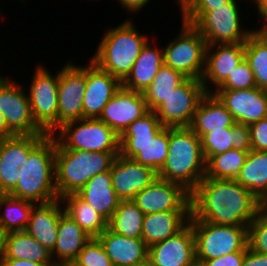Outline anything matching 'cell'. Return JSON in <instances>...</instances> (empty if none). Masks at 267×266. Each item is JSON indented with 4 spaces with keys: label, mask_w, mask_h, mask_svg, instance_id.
<instances>
[{
    "label": "cell",
    "mask_w": 267,
    "mask_h": 266,
    "mask_svg": "<svg viewBox=\"0 0 267 266\" xmlns=\"http://www.w3.org/2000/svg\"><path fill=\"white\" fill-rule=\"evenodd\" d=\"M151 46L148 41L143 46L130 73L122 81L124 88L143 93L154 80L160 67L164 64V51L162 48Z\"/></svg>",
    "instance_id": "f1b7e54d"
},
{
    "label": "cell",
    "mask_w": 267,
    "mask_h": 266,
    "mask_svg": "<svg viewBox=\"0 0 267 266\" xmlns=\"http://www.w3.org/2000/svg\"><path fill=\"white\" fill-rule=\"evenodd\" d=\"M185 79L180 72L163 64L152 83L142 93L148 109L154 111Z\"/></svg>",
    "instance_id": "e575fe53"
},
{
    "label": "cell",
    "mask_w": 267,
    "mask_h": 266,
    "mask_svg": "<svg viewBox=\"0 0 267 266\" xmlns=\"http://www.w3.org/2000/svg\"><path fill=\"white\" fill-rule=\"evenodd\" d=\"M144 213L132 201H120L108 222V228L129 238H142Z\"/></svg>",
    "instance_id": "836d02e7"
},
{
    "label": "cell",
    "mask_w": 267,
    "mask_h": 266,
    "mask_svg": "<svg viewBox=\"0 0 267 266\" xmlns=\"http://www.w3.org/2000/svg\"><path fill=\"white\" fill-rule=\"evenodd\" d=\"M200 139L206 162L212 156L232 149V144L235 141L234 133H231V127L205 133Z\"/></svg>",
    "instance_id": "74e56055"
},
{
    "label": "cell",
    "mask_w": 267,
    "mask_h": 266,
    "mask_svg": "<svg viewBox=\"0 0 267 266\" xmlns=\"http://www.w3.org/2000/svg\"><path fill=\"white\" fill-rule=\"evenodd\" d=\"M181 32L164 47V64L186 78L201 80L207 43L190 24L182 20Z\"/></svg>",
    "instance_id": "9c48e42d"
},
{
    "label": "cell",
    "mask_w": 267,
    "mask_h": 266,
    "mask_svg": "<svg viewBox=\"0 0 267 266\" xmlns=\"http://www.w3.org/2000/svg\"><path fill=\"white\" fill-rule=\"evenodd\" d=\"M46 135H14L0 139V194H9L18 183V169L29 152Z\"/></svg>",
    "instance_id": "2e32d148"
},
{
    "label": "cell",
    "mask_w": 267,
    "mask_h": 266,
    "mask_svg": "<svg viewBox=\"0 0 267 266\" xmlns=\"http://www.w3.org/2000/svg\"><path fill=\"white\" fill-rule=\"evenodd\" d=\"M6 259V233L0 230V266Z\"/></svg>",
    "instance_id": "816d5d0a"
},
{
    "label": "cell",
    "mask_w": 267,
    "mask_h": 266,
    "mask_svg": "<svg viewBox=\"0 0 267 266\" xmlns=\"http://www.w3.org/2000/svg\"><path fill=\"white\" fill-rule=\"evenodd\" d=\"M245 59L258 88L267 91V38L255 30L245 42Z\"/></svg>",
    "instance_id": "d590c367"
},
{
    "label": "cell",
    "mask_w": 267,
    "mask_h": 266,
    "mask_svg": "<svg viewBox=\"0 0 267 266\" xmlns=\"http://www.w3.org/2000/svg\"><path fill=\"white\" fill-rule=\"evenodd\" d=\"M264 209L267 211V202L264 204Z\"/></svg>",
    "instance_id": "11a10c76"
},
{
    "label": "cell",
    "mask_w": 267,
    "mask_h": 266,
    "mask_svg": "<svg viewBox=\"0 0 267 266\" xmlns=\"http://www.w3.org/2000/svg\"><path fill=\"white\" fill-rule=\"evenodd\" d=\"M60 199L64 212L92 238H97L108 227V222L76 193Z\"/></svg>",
    "instance_id": "1f68e13d"
},
{
    "label": "cell",
    "mask_w": 267,
    "mask_h": 266,
    "mask_svg": "<svg viewBox=\"0 0 267 266\" xmlns=\"http://www.w3.org/2000/svg\"><path fill=\"white\" fill-rule=\"evenodd\" d=\"M242 266H267V254L254 252L248 247Z\"/></svg>",
    "instance_id": "bcb514c9"
},
{
    "label": "cell",
    "mask_w": 267,
    "mask_h": 266,
    "mask_svg": "<svg viewBox=\"0 0 267 266\" xmlns=\"http://www.w3.org/2000/svg\"><path fill=\"white\" fill-rule=\"evenodd\" d=\"M251 2H254V4H256L258 10L257 12L260 15L261 19H263V24L267 22V0H251Z\"/></svg>",
    "instance_id": "681fc988"
},
{
    "label": "cell",
    "mask_w": 267,
    "mask_h": 266,
    "mask_svg": "<svg viewBox=\"0 0 267 266\" xmlns=\"http://www.w3.org/2000/svg\"><path fill=\"white\" fill-rule=\"evenodd\" d=\"M248 247L267 254V211L263 208L248 225Z\"/></svg>",
    "instance_id": "60d3db41"
},
{
    "label": "cell",
    "mask_w": 267,
    "mask_h": 266,
    "mask_svg": "<svg viewBox=\"0 0 267 266\" xmlns=\"http://www.w3.org/2000/svg\"><path fill=\"white\" fill-rule=\"evenodd\" d=\"M14 136V134L8 129L6 120L2 112L0 111V139Z\"/></svg>",
    "instance_id": "f907efd6"
},
{
    "label": "cell",
    "mask_w": 267,
    "mask_h": 266,
    "mask_svg": "<svg viewBox=\"0 0 267 266\" xmlns=\"http://www.w3.org/2000/svg\"><path fill=\"white\" fill-rule=\"evenodd\" d=\"M258 30L261 34H263L266 38H267V22L258 29Z\"/></svg>",
    "instance_id": "f5cc1de1"
},
{
    "label": "cell",
    "mask_w": 267,
    "mask_h": 266,
    "mask_svg": "<svg viewBox=\"0 0 267 266\" xmlns=\"http://www.w3.org/2000/svg\"><path fill=\"white\" fill-rule=\"evenodd\" d=\"M6 258L55 265L51 252L25 231L6 233Z\"/></svg>",
    "instance_id": "4dcf8cb0"
},
{
    "label": "cell",
    "mask_w": 267,
    "mask_h": 266,
    "mask_svg": "<svg viewBox=\"0 0 267 266\" xmlns=\"http://www.w3.org/2000/svg\"><path fill=\"white\" fill-rule=\"evenodd\" d=\"M231 133H234L235 141L232 144V149H239L245 152L252 150L250 129L248 125L235 122L231 126Z\"/></svg>",
    "instance_id": "ee69618b"
},
{
    "label": "cell",
    "mask_w": 267,
    "mask_h": 266,
    "mask_svg": "<svg viewBox=\"0 0 267 266\" xmlns=\"http://www.w3.org/2000/svg\"><path fill=\"white\" fill-rule=\"evenodd\" d=\"M0 111L14 135H47L33 119L28 93L6 76H0Z\"/></svg>",
    "instance_id": "4fadbf2b"
},
{
    "label": "cell",
    "mask_w": 267,
    "mask_h": 266,
    "mask_svg": "<svg viewBox=\"0 0 267 266\" xmlns=\"http://www.w3.org/2000/svg\"><path fill=\"white\" fill-rule=\"evenodd\" d=\"M168 155L158 177L182 185L190 193L204 179L206 160L201 139L189 127H169Z\"/></svg>",
    "instance_id": "3957f363"
},
{
    "label": "cell",
    "mask_w": 267,
    "mask_h": 266,
    "mask_svg": "<svg viewBox=\"0 0 267 266\" xmlns=\"http://www.w3.org/2000/svg\"><path fill=\"white\" fill-rule=\"evenodd\" d=\"M249 152L229 149L206 162V178L235 180Z\"/></svg>",
    "instance_id": "8d00e7d4"
},
{
    "label": "cell",
    "mask_w": 267,
    "mask_h": 266,
    "mask_svg": "<svg viewBox=\"0 0 267 266\" xmlns=\"http://www.w3.org/2000/svg\"><path fill=\"white\" fill-rule=\"evenodd\" d=\"M55 140L64 149L120 153L119 135L99 118H84L63 124Z\"/></svg>",
    "instance_id": "52a82bcc"
},
{
    "label": "cell",
    "mask_w": 267,
    "mask_h": 266,
    "mask_svg": "<svg viewBox=\"0 0 267 266\" xmlns=\"http://www.w3.org/2000/svg\"><path fill=\"white\" fill-rule=\"evenodd\" d=\"M121 4L122 8L128 10L129 13H136L140 11L150 0H117Z\"/></svg>",
    "instance_id": "7dc6e473"
},
{
    "label": "cell",
    "mask_w": 267,
    "mask_h": 266,
    "mask_svg": "<svg viewBox=\"0 0 267 266\" xmlns=\"http://www.w3.org/2000/svg\"><path fill=\"white\" fill-rule=\"evenodd\" d=\"M251 148L267 152V117L249 125Z\"/></svg>",
    "instance_id": "7bdbcfd3"
},
{
    "label": "cell",
    "mask_w": 267,
    "mask_h": 266,
    "mask_svg": "<svg viewBox=\"0 0 267 266\" xmlns=\"http://www.w3.org/2000/svg\"><path fill=\"white\" fill-rule=\"evenodd\" d=\"M34 71L28 91L32 116L46 134L53 135L58 129L59 71L54 76L42 65Z\"/></svg>",
    "instance_id": "8fae6325"
},
{
    "label": "cell",
    "mask_w": 267,
    "mask_h": 266,
    "mask_svg": "<svg viewBox=\"0 0 267 266\" xmlns=\"http://www.w3.org/2000/svg\"><path fill=\"white\" fill-rule=\"evenodd\" d=\"M137 266H154V265L147 259L145 262L140 263Z\"/></svg>",
    "instance_id": "db71d44e"
},
{
    "label": "cell",
    "mask_w": 267,
    "mask_h": 266,
    "mask_svg": "<svg viewBox=\"0 0 267 266\" xmlns=\"http://www.w3.org/2000/svg\"><path fill=\"white\" fill-rule=\"evenodd\" d=\"M191 211H165L145 214L142 239L149 247L164 241L181 231L188 223Z\"/></svg>",
    "instance_id": "83f0119b"
},
{
    "label": "cell",
    "mask_w": 267,
    "mask_h": 266,
    "mask_svg": "<svg viewBox=\"0 0 267 266\" xmlns=\"http://www.w3.org/2000/svg\"><path fill=\"white\" fill-rule=\"evenodd\" d=\"M36 204L28 200L17 199L8 194H0V230L3 233L24 231Z\"/></svg>",
    "instance_id": "d6a6232c"
},
{
    "label": "cell",
    "mask_w": 267,
    "mask_h": 266,
    "mask_svg": "<svg viewBox=\"0 0 267 266\" xmlns=\"http://www.w3.org/2000/svg\"><path fill=\"white\" fill-rule=\"evenodd\" d=\"M91 238L72 218L63 212L59 218L57 242L51 252L55 265L70 266Z\"/></svg>",
    "instance_id": "d4e9b609"
},
{
    "label": "cell",
    "mask_w": 267,
    "mask_h": 266,
    "mask_svg": "<svg viewBox=\"0 0 267 266\" xmlns=\"http://www.w3.org/2000/svg\"><path fill=\"white\" fill-rule=\"evenodd\" d=\"M255 87H257V85L254 74L248 61L244 59L217 89L245 90Z\"/></svg>",
    "instance_id": "b9f144b4"
},
{
    "label": "cell",
    "mask_w": 267,
    "mask_h": 266,
    "mask_svg": "<svg viewBox=\"0 0 267 266\" xmlns=\"http://www.w3.org/2000/svg\"><path fill=\"white\" fill-rule=\"evenodd\" d=\"M195 236L196 260L215 259L248 249V226L216 225L189 220Z\"/></svg>",
    "instance_id": "ba28073f"
},
{
    "label": "cell",
    "mask_w": 267,
    "mask_h": 266,
    "mask_svg": "<svg viewBox=\"0 0 267 266\" xmlns=\"http://www.w3.org/2000/svg\"><path fill=\"white\" fill-rule=\"evenodd\" d=\"M89 61L86 65L83 119L99 118L106 104L122 86L118 78L101 70L91 60Z\"/></svg>",
    "instance_id": "7402d4cb"
},
{
    "label": "cell",
    "mask_w": 267,
    "mask_h": 266,
    "mask_svg": "<svg viewBox=\"0 0 267 266\" xmlns=\"http://www.w3.org/2000/svg\"><path fill=\"white\" fill-rule=\"evenodd\" d=\"M70 266H114L97 238L91 240L80 251Z\"/></svg>",
    "instance_id": "f35d334b"
},
{
    "label": "cell",
    "mask_w": 267,
    "mask_h": 266,
    "mask_svg": "<svg viewBox=\"0 0 267 266\" xmlns=\"http://www.w3.org/2000/svg\"><path fill=\"white\" fill-rule=\"evenodd\" d=\"M205 94L201 80L186 78L154 112L164 127H189L194 112Z\"/></svg>",
    "instance_id": "7c38bea8"
},
{
    "label": "cell",
    "mask_w": 267,
    "mask_h": 266,
    "mask_svg": "<svg viewBox=\"0 0 267 266\" xmlns=\"http://www.w3.org/2000/svg\"><path fill=\"white\" fill-rule=\"evenodd\" d=\"M190 194L189 220L248 226L264 208V204L236 180L204 177Z\"/></svg>",
    "instance_id": "6da1fadb"
},
{
    "label": "cell",
    "mask_w": 267,
    "mask_h": 266,
    "mask_svg": "<svg viewBox=\"0 0 267 266\" xmlns=\"http://www.w3.org/2000/svg\"><path fill=\"white\" fill-rule=\"evenodd\" d=\"M244 59L245 43L207 45L201 78L206 93L213 92L210 84L217 89Z\"/></svg>",
    "instance_id": "e0dca14e"
},
{
    "label": "cell",
    "mask_w": 267,
    "mask_h": 266,
    "mask_svg": "<svg viewBox=\"0 0 267 266\" xmlns=\"http://www.w3.org/2000/svg\"><path fill=\"white\" fill-rule=\"evenodd\" d=\"M245 252L246 250H241L215 259L196 260V262L197 266H242Z\"/></svg>",
    "instance_id": "f6af8a7d"
},
{
    "label": "cell",
    "mask_w": 267,
    "mask_h": 266,
    "mask_svg": "<svg viewBox=\"0 0 267 266\" xmlns=\"http://www.w3.org/2000/svg\"><path fill=\"white\" fill-rule=\"evenodd\" d=\"M145 214L165 211H191V194L182 185L161 178L139 192L132 200Z\"/></svg>",
    "instance_id": "9a60e30c"
},
{
    "label": "cell",
    "mask_w": 267,
    "mask_h": 266,
    "mask_svg": "<svg viewBox=\"0 0 267 266\" xmlns=\"http://www.w3.org/2000/svg\"><path fill=\"white\" fill-rule=\"evenodd\" d=\"M76 194L107 222L121 201L112 186L110 170L90 178Z\"/></svg>",
    "instance_id": "484cf974"
},
{
    "label": "cell",
    "mask_w": 267,
    "mask_h": 266,
    "mask_svg": "<svg viewBox=\"0 0 267 266\" xmlns=\"http://www.w3.org/2000/svg\"><path fill=\"white\" fill-rule=\"evenodd\" d=\"M132 20L125 19L117 27L103 34L95 55L90 59L98 68L110 73L121 82L128 76L140 55L148 36L135 29Z\"/></svg>",
    "instance_id": "5b68a950"
},
{
    "label": "cell",
    "mask_w": 267,
    "mask_h": 266,
    "mask_svg": "<svg viewBox=\"0 0 267 266\" xmlns=\"http://www.w3.org/2000/svg\"><path fill=\"white\" fill-rule=\"evenodd\" d=\"M237 2L229 0L216 9L206 11L192 25L203 36L207 45L245 43L255 31L241 27Z\"/></svg>",
    "instance_id": "30bf717a"
},
{
    "label": "cell",
    "mask_w": 267,
    "mask_h": 266,
    "mask_svg": "<svg viewBox=\"0 0 267 266\" xmlns=\"http://www.w3.org/2000/svg\"><path fill=\"white\" fill-rule=\"evenodd\" d=\"M61 204V199L36 204L32 208L29 222L24 230L50 252L56 245L59 218L64 212V207Z\"/></svg>",
    "instance_id": "cb8c5ba5"
},
{
    "label": "cell",
    "mask_w": 267,
    "mask_h": 266,
    "mask_svg": "<svg viewBox=\"0 0 267 266\" xmlns=\"http://www.w3.org/2000/svg\"><path fill=\"white\" fill-rule=\"evenodd\" d=\"M236 122L250 125L267 117V91L258 87L236 90L216 89L212 92Z\"/></svg>",
    "instance_id": "ac0fdd59"
},
{
    "label": "cell",
    "mask_w": 267,
    "mask_h": 266,
    "mask_svg": "<svg viewBox=\"0 0 267 266\" xmlns=\"http://www.w3.org/2000/svg\"><path fill=\"white\" fill-rule=\"evenodd\" d=\"M149 111L144 96L121 86L103 109L99 119L120 135Z\"/></svg>",
    "instance_id": "44dd1931"
},
{
    "label": "cell",
    "mask_w": 267,
    "mask_h": 266,
    "mask_svg": "<svg viewBox=\"0 0 267 266\" xmlns=\"http://www.w3.org/2000/svg\"><path fill=\"white\" fill-rule=\"evenodd\" d=\"M119 144L120 155L158 173L169 152V127H164L149 110L119 135Z\"/></svg>",
    "instance_id": "277c9868"
},
{
    "label": "cell",
    "mask_w": 267,
    "mask_h": 266,
    "mask_svg": "<svg viewBox=\"0 0 267 266\" xmlns=\"http://www.w3.org/2000/svg\"><path fill=\"white\" fill-rule=\"evenodd\" d=\"M260 202H267V152L249 151L236 179Z\"/></svg>",
    "instance_id": "f546056e"
},
{
    "label": "cell",
    "mask_w": 267,
    "mask_h": 266,
    "mask_svg": "<svg viewBox=\"0 0 267 266\" xmlns=\"http://www.w3.org/2000/svg\"><path fill=\"white\" fill-rule=\"evenodd\" d=\"M119 154L64 149L56 141L55 187L59 199L77 193L90 178L109 171Z\"/></svg>",
    "instance_id": "8992f818"
},
{
    "label": "cell",
    "mask_w": 267,
    "mask_h": 266,
    "mask_svg": "<svg viewBox=\"0 0 267 266\" xmlns=\"http://www.w3.org/2000/svg\"><path fill=\"white\" fill-rule=\"evenodd\" d=\"M233 115L213 93H206L194 112L189 128L201 138L213 130H225L235 123Z\"/></svg>",
    "instance_id": "4316f807"
},
{
    "label": "cell",
    "mask_w": 267,
    "mask_h": 266,
    "mask_svg": "<svg viewBox=\"0 0 267 266\" xmlns=\"http://www.w3.org/2000/svg\"><path fill=\"white\" fill-rule=\"evenodd\" d=\"M110 175L112 186L121 201L133 200L134 197L158 178L152 168L118 155L115 157Z\"/></svg>",
    "instance_id": "ffe728a7"
},
{
    "label": "cell",
    "mask_w": 267,
    "mask_h": 266,
    "mask_svg": "<svg viewBox=\"0 0 267 266\" xmlns=\"http://www.w3.org/2000/svg\"><path fill=\"white\" fill-rule=\"evenodd\" d=\"M229 0H176L181 19L193 25L206 11L216 9Z\"/></svg>",
    "instance_id": "ab89813d"
},
{
    "label": "cell",
    "mask_w": 267,
    "mask_h": 266,
    "mask_svg": "<svg viewBox=\"0 0 267 266\" xmlns=\"http://www.w3.org/2000/svg\"><path fill=\"white\" fill-rule=\"evenodd\" d=\"M114 266H137L148 259V246L142 238H129L108 227L97 237Z\"/></svg>",
    "instance_id": "603a6c76"
},
{
    "label": "cell",
    "mask_w": 267,
    "mask_h": 266,
    "mask_svg": "<svg viewBox=\"0 0 267 266\" xmlns=\"http://www.w3.org/2000/svg\"><path fill=\"white\" fill-rule=\"evenodd\" d=\"M68 62L61 67L58 80V128L83 119V97L86 90V66Z\"/></svg>",
    "instance_id": "5bb4252c"
},
{
    "label": "cell",
    "mask_w": 267,
    "mask_h": 266,
    "mask_svg": "<svg viewBox=\"0 0 267 266\" xmlns=\"http://www.w3.org/2000/svg\"><path fill=\"white\" fill-rule=\"evenodd\" d=\"M54 135L47 134L30 152L27 162L18 169V183L8 194L35 204L59 199L55 187Z\"/></svg>",
    "instance_id": "7a4b0ae2"
},
{
    "label": "cell",
    "mask_w": 267,
    "mask_h": 266,
    "mask_svg": "<svg viewBox=\"0 0 267 266\" xmlns=\"http://www.w3.org/2000/svg\"><path fill=\"white\" fill-rule=\"evenodd\" d=\"M2 266H56V265H43L42 263L33 262L30 260L6 258L2 263Z\"/></svg>",
    "instance_id": "c3c4849f"
},
{
    "label": "cell",
    "mask_w": 267,
    "mask_h": 266,
    "mask_svg": "<svg viewBox=\"0 0 267 266\" xmlns=\"http://www.w3.org/2000/svg\"><path fill=\"white\" fill-rule=\"evenodd\" d=\"M148 260L154 266H197L192 225L188 223L176 235L149 246Z\"/></svg>",
    "instance_id": "d6986e66"
}]
</instances>
